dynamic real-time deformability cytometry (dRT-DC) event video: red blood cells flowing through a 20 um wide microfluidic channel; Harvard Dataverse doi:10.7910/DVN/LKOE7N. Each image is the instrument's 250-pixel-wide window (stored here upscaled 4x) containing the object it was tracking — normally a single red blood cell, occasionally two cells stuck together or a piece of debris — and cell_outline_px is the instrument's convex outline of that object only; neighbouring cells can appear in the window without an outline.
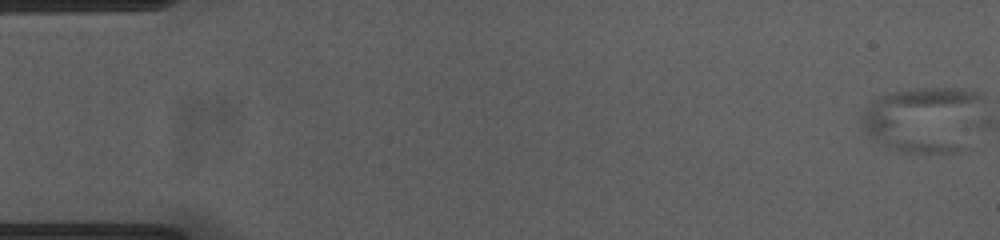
{"species": "common noctule bat (a hibernating species)", "species_latin": "Nyctalus noctula", "temperature_condition": "cold", "stored_images_in_passage": 3, "camera_frame_rate_fps": 3000, "um_per_image_px": 0.085, "animal": {"sex": "female", "body_mass_g": 23.0, "forearm_length_mm": 53.4}, "frame": {"image": 1, "passage_image": 1, "time_ms": 0.0, "image_size_px": [1000, 240], "cell_outline_px": [[980, 100], [968, 148], [952, 152], [912, 152], [896, 148], [868, 136], [860, 124], [860, 112], [872, 100], [888, 92], [920, 88], [964, 88], [976, 92], [980, 96]], "centroid_in_image_um": [78.44, 10.12], "position_along_channel_um": 6.6, "area_um2": 46.01}}